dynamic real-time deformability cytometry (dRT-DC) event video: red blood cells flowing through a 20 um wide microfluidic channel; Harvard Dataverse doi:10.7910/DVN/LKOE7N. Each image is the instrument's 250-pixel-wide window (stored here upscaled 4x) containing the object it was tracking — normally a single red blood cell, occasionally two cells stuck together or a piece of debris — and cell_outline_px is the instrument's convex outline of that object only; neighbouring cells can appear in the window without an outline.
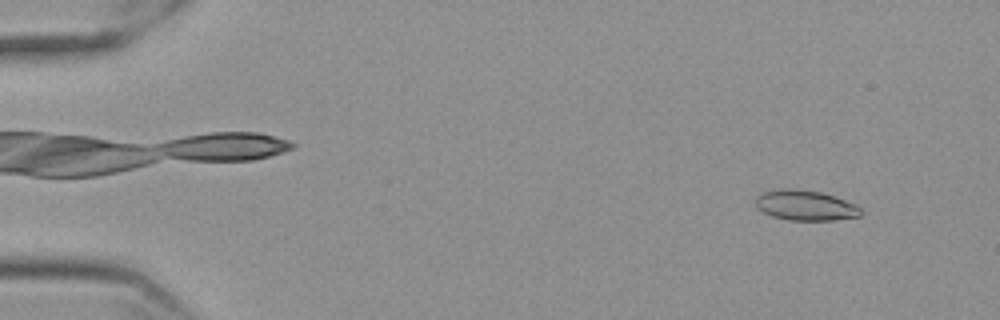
{"species": "Egyptian fruit bat (a non-hibernating species)", "species_latin": "Rousettus aegyptiacus", "temperature_condition": "cold", "stored_images_in_passage": 58, "camera_frame_rate_fps": 3000, "um_per_image_px": 0.085, "frame": {"image": 1, "passage_image": 5, "time_ms": 1.333, "image_size_px": [1000, 320], "cell_outline_px": [[864, 212], [860, 216], [832, 220], [788, 220], [772, 216], [756, 208], [756, 196], [764, 192], [780, 188], [788, 188], [820, 192], [856, 204]], "centroid_in_image_um": [68.45, 17.46], "position_along_channel_um": 16.6, "area_um2": 18.44}}
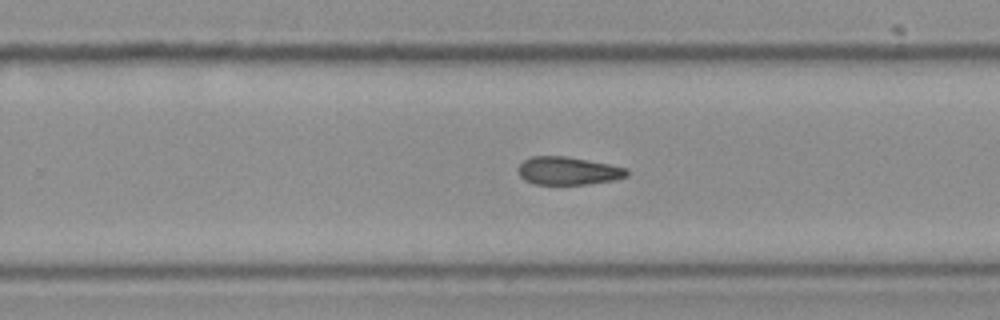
{"frame": {"image": 2, "passage_image": 37, "time_ms": 12.0, "image_size_px": [1000, 320], "cell_outline_px": [[628, 176], [616, 180], [588, 184], [536, 184], [524, 180], [520, 176], [516, 168], [524, 160], [532, 156], [568, 156], [628, 168]], "centroid_in_image_um": [48.29, 14.52], "position_along_channel_um": 281.5, "area_um2": 17.86}}
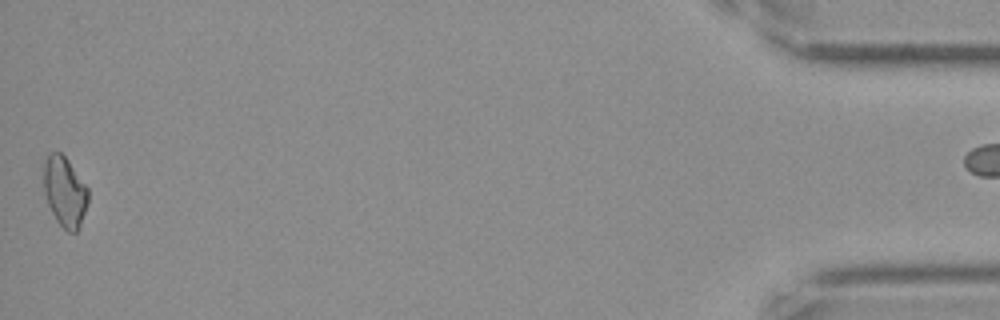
{"frame": {"image": 3, "passage_image": 57, "time_ms": 18.667, "image_size_px": [1000, 320], "cell_outline_px": [[88, 204], [80, 228], [76, 232], [68, 232], [56, 220], [48, 204], [44, 192], [44, 160], [48, 152], [60, 152], [68, 160], [88, 188]], "centroid_in_image_um": [5.51, 16.3], "position_along_channel_um": 429.7, "area_um2": 18.26}}